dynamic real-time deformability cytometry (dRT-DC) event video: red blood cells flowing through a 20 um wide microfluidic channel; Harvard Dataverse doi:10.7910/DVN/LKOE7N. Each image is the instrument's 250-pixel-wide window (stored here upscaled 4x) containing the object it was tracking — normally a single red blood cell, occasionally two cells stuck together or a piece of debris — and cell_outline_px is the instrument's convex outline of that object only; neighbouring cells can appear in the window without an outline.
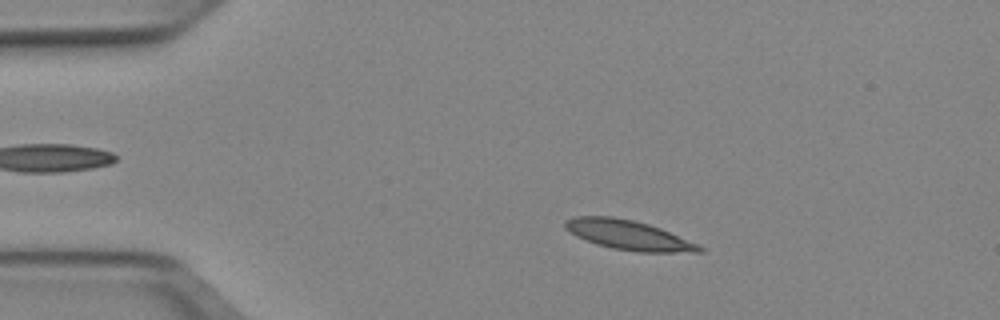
{"species": "Egyptian fruit bat (a non-hibernating species)", "species_latin": "Rousettus aegyptiacus", "temperature_condition": "cold", "stored_images_in_passage": 51, "camera_frame_rate_fps": 3000, "um_per_image_px": 0.085, "animal": {"sex": "female"}, "frame": {"image": 1, "passage_image": 9, "time_ms": 2.667, "image_size_px": [1000, 320], "cell_outline_px": [[704, 252], [636, 252], [612, 248], [596, 244], [576, 236], [564, 228], [564, 220], [572, 216], [612, 216], [632, 220], [648, 224], [660, 228], [700, 244], [704, 248]], "centroid_in_image_um": [53.42, 19.98], "position_along_channel_um": 31.6, "area_um2": 23.29}}
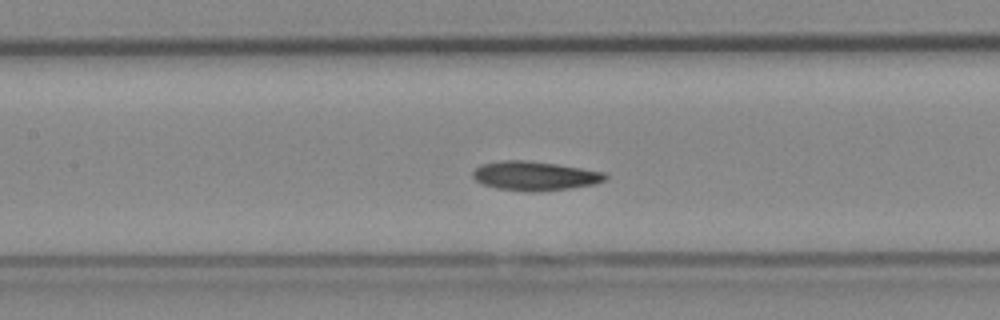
{"frame": {"image": 2, "passage_image": 23, "time_ms": 7.333, "image_size_px": [1000, 320], "cell_outline_px": [[608, 180], [596, 184], [568, 188], [532, 192], [528, 192], [496, 188], [484, 184], [476, 180], [472, 176], [472, 172], [480, 164], [500, 160], [528, 160], [556, 164], [604, 172], [608, 176]], "centroid_in_image_um": [45.45, 14.94], "position_along_channel_um": 161.9, "area_um2": 22.54}}
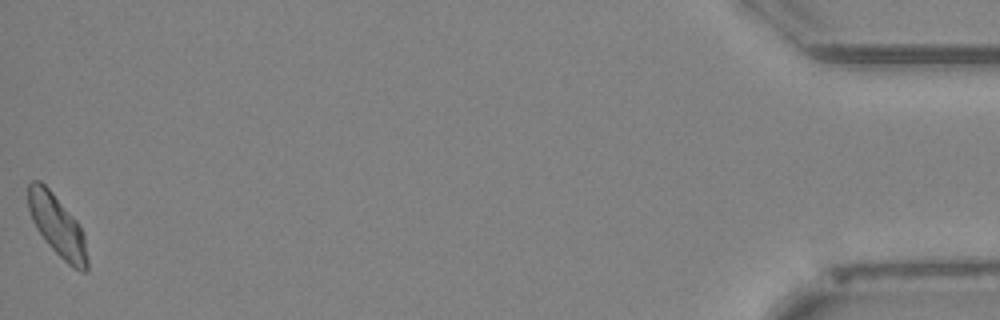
{"frame": {"image": 3, "passage_image": 51, "time_ms": 16.667, "image_size_px": [1000, 320], "cell_outline_px": [[88, 268], [84, 272], [80, 272], [72, 268], [48, 244], [36, 228], [32, 220], [28, 208], [28, 184], [32, 180], [40, 180], [52, 192], [76, 220], [84, 232], [88, 260]], "centroid_in_image_um": [4.88, 19.2], "position_along_channel_um": 430.3, "area_um2": 21.1}, "authors_computed_cell_mechanics": {"area_um2": 21.7328, "velocity_mm_per_s": 3.8978, "shape_relaxation_time_tau1_ms": 3.0154, "shape_relaxation_time_tau2_ms": 2.9223, "deformation_change_tau1": 0.1222, "deformation_change_tau2": 0.0844}}